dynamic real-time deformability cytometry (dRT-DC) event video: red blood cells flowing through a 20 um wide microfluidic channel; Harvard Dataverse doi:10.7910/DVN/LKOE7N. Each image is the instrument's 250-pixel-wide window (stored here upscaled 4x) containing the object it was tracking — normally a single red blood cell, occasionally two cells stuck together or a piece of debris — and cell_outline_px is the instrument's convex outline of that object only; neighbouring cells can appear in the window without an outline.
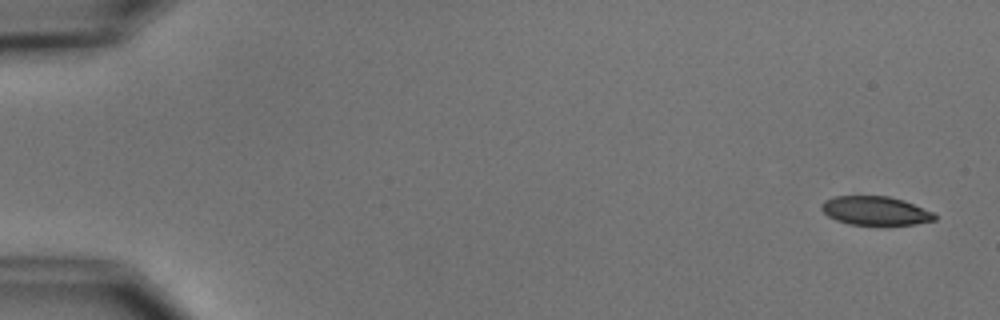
{"species": "common noctule bat (a hibernating species)", "species_latin": "Nyctalus noctula", "temperature_condition": "cold", "stored_images_in_passage": 5, "camera_frame_rate_fps": 3000, "um_per_image_px": 0.085, "animal": {"sex": "male", "body_mass_g": 15.6}, "frame": {"image": 1, "passage_image": 1, "time_ms": 0.0, "image_size_px": [1000, 320], "cell_outline_px": [[936, 220], [916, 224], [848, 224], [836, 220], [828, 216], [820, 208], [820, 204], [824, 200], [832, 196], [888, 196], [904, 200], [932, 212], [936, 216]], "centroid_in_image_um": [74.36, 17.9], "position_along_channel_um": 10.6, "area_um2": 18.9}}
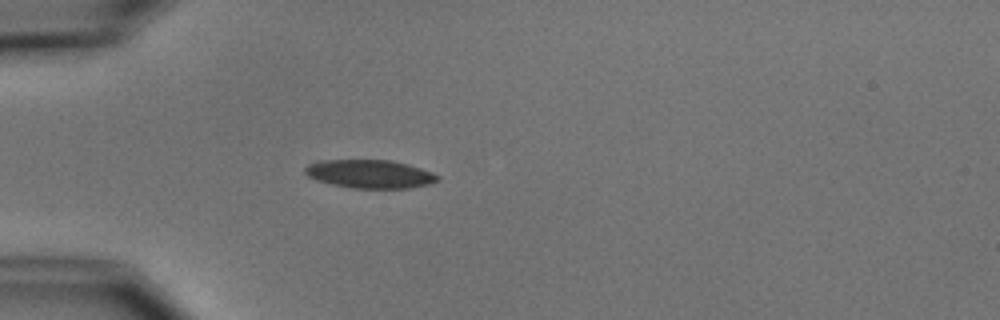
{"frame": {"image": 2, "passage_image": 5, "time_ms": 4.667, "image_size_px": [1000, 320], "cell_outline_px": [[440, 180], [432, 184], [408, 188], [352, 188], [332, 184], [316, 180], [308, 176], [304, 172], [304, 168], [308, 164], [316, 160], [392, 160], [408, 164], [432, 172], [440, 176]], "centroid_in_image_um": [31.45, 14.78], "position_along_channel_um": 53.6, "area_um2": 22.14}}